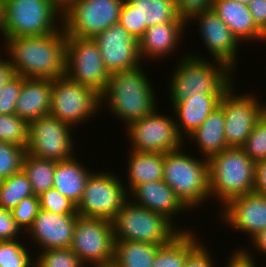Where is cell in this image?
Segmentation results:
<instances>
[{
  "label": "cell",
  "instance_id": "cell-1",
  "mask_svg": "<svg viewBox=\"0 0 266 267\" xmlns=\"http://www.w3.org/2000/svg\"><path fill=\"white\" fill-rule=\"evenodd\" d=\"M4 55L15 75L54 80L65 75L66 34L63 27L52 34L5 38Z\"/></svg>",
  "mask_w": 266,
  "mask_h": 267
},
{
  "label": "cell",
  "instance_id": "cell-2",
  "mask_svg": "<svg viewBox=\"0 0 266 267\" xmlns=\"http://www.w3.org/2000/svg\"><path fill=\"white\" fill-rule=\"evenodd\" d=\"M190 53L180 57L168 77L170 102L185 101L195 95H224L235 84L236 72L227 64L214 59L209 62L201 53Z\"/></svg>",
  "mask_w": 266,
  "mask_h": 267
},
{
  "label": "cell",
  "instance_id": "cell-3",
  "mask_svg": "<svg viewBox=\"0 0 266 267\" xmlns=\"http://www.w3.org/2000/svg\"><path fill=\"white\" fill-rule=\"evenodd\" d=\"M143 67L110 73L108 86L101 94V108L111 111L112 118L116 116L119 122L122 120L125 127L151 114L160 103L153 90L155 86L150 83Z\"/></svg>",
  "mask_w": 266,
  "mask_h": 267
},
{
  "label": "cell",
  "instance_id": "cell-4",
  "mask_svg": "<svg viewBox=\"0 0 266 267\" xmlns=\"http://www.w3.org/2000/svg\"><path fill=\"white\" fill-rule=\"evenodd\" d=\"M208 162L209 192L220 206L235 197L254 192L256 163L242 148L229 147Z\"/></svg>",
  "mask_w": 266,
  "mask_h": 267
},
{
  "label": "cell",
  "instance_id": "cell-5",
  "mask_svg": "<svg viewBox=\"0 0 266 267\" xmlns=\"http://www.w3.org/2000/svg\"><path fill=\"white\" fill-rule=\"evenodd\" d=\"M182 148L164 154L163 180L193 211L211 199L209 162L205 158L193 157Z\"/></svg>",
  "mask_w": 266,
  "mask_h": 267
},
{
  "label": "cell",
  "instance_id": "cell-6",
  "mask_svg": "<svg viewBox=\"0 0 266 267\" xmlns=\"http://www.w3.org/2000/svg\"><path fill=\"white\" fill-rule=\"evenodd\" d=\"M112 223L115 241H141L161 246L168 244L181 231H187L164 215L139 206L130 199Z\"/></svg>",
  "mask_w": 266,
  "mask_h": 267
},
{
  "label": "cell",
  "instance_id": "cell-7",
  "mask_svg": "<svg viewBox=\"0 0 266 267\" xmlns=\"http://www.w3.org/2000/svg\"><path fill=\"white\" fill-rule=\"evenodd\" d=\"M3 2L5 38L43 36L62 28L63 9L53 0H3Z\"/></svg>",
  "mask_w": 266,
  "mask_h": 267
},
{
  "label": "cell",
  "instance_id": "cell-8",
  "mask_svg": "<svg viewBox=\"0 0 266 267\" xmlns=\"http://www.w3.org/2000/svg\"><path fill=\"white\" fill-rule=\"evenodd\" d=\"M100 110L103 111L101 95L91 87L77 83L66 75L52 80L51 116L77 128L90 119L92 121Z\"/></svg>",
  "mask_w": 266,
  "mask_h": 267
},
{
  "label": "cell",
  "instance_id": "cell-9",
  "mask_svg": "<svg viewBox=\"0 0 266 267\" xmlns=\"http://www.w3.org/2000/svg\"><path fill=\"white\" fill-rule=\"evenodd\" d=\"M124 0H72L62 14L66 36L94 38L118 23Z\"/></svg>",
  "mask_w": 266,
  "mask_h": 267
},
{
  "label": "cell",
  "instance_id": "cell-10",
  "mask_svg": "<svg viewBox=\"0 0 266 267\" xmlns=\"http://www.w3.org/2000/svg\"><path fill=\"white\" fill-rule=\"evenodd\" d=\"M102 171H93L88 177L77 213L84 217L113 221L129 195L122 176L119 178L109 170Z\"/></svg>",
  "mask_w": 266,
  "mask_h": 267
},
{
  "label": "cell",
  "instance_id": "cell-11",
  "mask_svg": "<svg viewBox=\"0 0 266 267\" xmlns=\"http://www.w3.org/2000/svg\"><path fill=\"white\" fill-rule=\"evenodd\" d=\"M114 243L112 221L78 215L70 249L86 266H111L114 257Z\"/></svg>",
  "mask_w": 266,
  "mask_h": 267
},
{
  "label": "cell",
  "instance_id": "cell-12",
  "mask_svg": "<svg viewBox=\"0 0 266 267\" xmlns=\"http://www.w3.org/2000/svg\"><path fill=\"white\" fill-rule=\"evenodd\" d=\"M158 110L157 107L151 114L125 127L130 150L165 154L184 147L185 141L178 134L174 115L172 118Z\"/></svg>",
  "mask_w": 266,
  "mask_h": 267
},
{
  "label": "cell",
  "instance_id": "cell-13",
  "mask_svg": "<svg viewBox=\"0 0 266 267\" xmlns=\"http://www.w3.org/2000/svg\"><path fill=\"white\" fill-rule=\"evenodd\" d=\"M65 75L87 85L100 95L106 90L109 72L105 69L97 43L92 38L66 36Z\"/></svg>",
  "mask_w": 266,
  "mask_h": 267
},
{
  "label": "cell",
  "instance_id": "cell-14",
  "mask_svg": "<svg viewBox=\"0 0 266 267\" xmlns=\"http://www.w3.org/2000/svg\"><path fill=\"white\" fill-rule=\"evenodd\" d=\"M72 128L50 114L30 121L27 153L54 161L73 158L76 147L72 131L76 129Z\"/></svg>",
  "mask_w": 266,
  "mask_h": 267
},
{
  "label": "cell",
  "instance_id": "cell-15",
  "mask_svg": "<svg viewBox=\"0 0 266 267\" xmlns=\"http://www.w3.org/2000/svg\"><path fill=\"white\" fill-rule=\"evenodd\" d=\"M234 84L221 98L225 116V139L228 147L241 148L258 119L264 114V103L254 93L240 95ZM236 90V91H235Z\"/></svg>",
  "mask_w": 266,
  "mask_h": 267
},
{
  "label": "cell",
  "instance_id": "cell-16",
  "mask_svg": "<svg viewBox=\"0 0 266 267\" xmlns=\"http://www.w3.org/2000/svg\"><path fill=\"white\" fill-rule=\"evenodd\" d=\"M195 21L199 35L206 46L211 58L227 64L233 71L237 72L238 50L241 43L233 35L229 27L212 10L193 14L187 24ZM236 68V69H235Z\"/></svg>",
  "mask_w": 266,
  "mask_h": 267
},
{
  "label": "cell",
  "instance_id": "cell-17",
  "mask_svg": "<svg viewBox=\"0 0 266 267\" xmlns=\"http://www.w3.org/2000/svg\"><path fill=\"white\" fill-rule=\"evenodd\" d=\"M93 40L99 47L104 67L109 74L143 64L138 41L119 22L97 34Z\"/></svg>",
  "mask_w": 266,
  "mask_h": 267
},
{
  "label": "cell",
  "instance_id": "cell-18",
  "mask_svg": "<svg viewBox=\"0 0 266 267\" xmlns=\"http://www.w3.org/2000/svg\"><path fill=\"white\" fill-rule=\"evenodd\" d=\"M219 216L226 227L248 235L251 240L266 229V195L252 192L235 197L221 207Z\"/></svg>",
  "mask_w": 266,
  "mask_h": 267
},
{
  "label": "cell",
  "instance_id": "cell-19",
  "mask_svg": "<svg viewBox=\"0 0 266 267\" xmlns=\"http://www.w3.org/2000/svg\"><path fill=\"white\" fill-rule=\"evenodd\" d=\"M79 214H56L39 209L31 227L24 235L30 245L43 251L46 249L70 248L73 241L74 226Z\"/></svg>",
  "mask_w": 266,
  "mask_h": 267
},
{
  "label": "cell",
  "instance_id": "cell-20",
  "mask_svg": "<svg viewBox=\"0 0 266 267\" xmlns=\"http://www.w3.org/2000/svg\"><path fill=\"white\" fill-rule=\"evenodd\" d=\"M186 26H188L187 22H167L148 27L138 41L142 62L148 59L152 61L167 59L175 53L176 49L177 54L181 39H184Z\"/></svg>",
  "mask_w": 266,
  "mask_h": 267
},
{
  "label": "cell",
  "instance_id": "cell-21",
  "mask_svg": "<svg viewBox=\"0 0 266 267\" xmlns=\"http://www.w3.org/2000/svg\"><path fill=\"white\" fill-rule=\"evenodd\" d=\"M128 195L133 203L164 215L173 224L179 213L190 211L164 180L137 185Z\"/></svg>",
  "mask_w": 266,
  "mask_h": 267
},
{
  "label": "cell",
  "instance_id": "cell-22",
  "mask_svg": "<svg viewBox=\"0 0 266 267\" xmlns=\"http://www.w3.org/2000/svg\"><path fill=\"white\" fill-rule=\"evenodd\" d=\"M222 97L223 95H195L185 101L171 102L177 131L184 141L219 107Z\"/></svg>",
  "mask_w": 266,
  "mask_h": 267
},
{
  "label": "cell",
  "instance_id": "cell-23",
  "mask_svg": "<svg viewBox=\"0 0 266 267\" xmlns=\"http://www.w3.org/2000/svg\"><path fill=\"white\" fill-rule=\"evenodd\" d=\"M212 10L229 27L240 43L266 42V35L256 26L248 5L235 0H213Z\"/></svg>",
  "mask_w": 266,
  "mask_h": 267
},
{
  "label": "cell",
  "instance_id": "cell-24",
  "mask_svg": "<svg viewBox=\"0 0 266 267\" xmlns=\"http://www.w3.org/2000/svg\"><path fill=\"white\" fill-rule=\"evenodd\" d=\"M52 80L25 78L15 105V114L28 122L49 115L51 106Z\"/></svg>",
  "mask_w": 266,
  "mask_h": 267
},
{
  "label": "cell",
  "instance_id": "cell-25",
  "mask_svg": "<svg viewBox=\"0 0 266 267\" xmlns=\"http://www.w3.org/2000/svg\"><path fill=\"white\" fill-rule=\"evenodd\" d=\"M127 183H123L128 194L137 186L145 182L163 180L164 154L157 152H140L128 150Z\"/></svg>",
  "mask_w": 266,
  "mask_h": 267
},
{
  "label": "cell",
  "instance_id": "cell-26",
  "mask_svg": "<svg viewBox=\"0 0 266 267\" xmlns=\"http://www.w3.org/2000/svg\"><path fill=\"white\" fill-rule=\"evenodd\" d=\"M186 140L195 142L202 158L210 159L212 156L227 150L229 147L225 139V116L223 109L216 108L202 123V125Z\"/></svg>",
  "mask_w": 266,
  "mask_h": 267
},
{
  "label": "cell",
  "instance_id": "cell-27",
  "mask_svg": "<svg viewBox=\"0 0 266 267\" xmlns=\"http://www.w3.org/2000/svg\"><path fill=\"white\" fill-rule=\"evenodd\" d=\"M63 161H56L53 176V187L62 195L68 197L76 205L81 201L88 177L93 172L76 157ZM84 165V166H83Z\"/></svg>",
  "mask_w": 266,
  "mask_h": 267
},
{
  "label": "cell",
  "instance_id": "cell-28",
  "mask_svg": "<svg viewBox=\"0 0 266 267\" xmlns=\"http://www.w3.org/2000/svg\"><path fill=\"white\" fill-rule=\"evenodd\" d=\"M137 13L140 38L150 26L187 22L178 15L174 0H125Z\"/></svg>",
  "mask_w": 266,
  "mask_h": 267
},
{
  "label": "cell",
  "instance_id": "cell-29",
  "mask_svg": "<svg viewBox=\"0 0 266 267\" xmlns=\"http://www.w3.org/2000/svg\"><path fill=\"white\" fill-rule=\"evenodd\" d=\"M161 245L141 241H115L112 267H152Z\"/></svg>",
  "mask_w": 266,
  "mask_h": 267
},
{
  "label": "cell",
  "instance_id": "cell-30",
  "mask_svg": "<svg viewBox=\"0 0 266 267\" xmlns=\"http://www.w3.org/2000/svg\"><path fill=\"white\" fill-rule=\"evenodd\" d=\"M191 228L181 231L168 244L158 248L152 267H183L188 254L200 243Z\"/></svg>",
  "mask_w": 266,
  "mask_h": 267
},
{
  "label": "cell",
  "instance_id": "cell-31",
  "mask_svg": "<svg viewBox=\"0 0 266 267\" xmlns=\"http://www.w3.org/2000/svg\"><path fill=\"white\" fill-rule=\"evenodd\" d=\"M56 161L38 158L26 153L23 160V172L27 175L34 195H40L53 187Z\"/></svg>",
  "mask_w": 266,
  "mask_h": 267
},
{
  "label": "cell",
  "instance_id": "cell-32",
  "mask_svg": "<svg viewBox=\"0 0 266 267\" xmlns=\"http://www.w3.org/2000/svg\"><path fill=\"white\" fill-rule=\"evenodd\" d=\"M32 195L30 181L23 170L0 180V208L12 210L22 199Z\"/></svg>",
  "mask_w": 266,
  "mask_h": 267
},
{
  "label": "cell",
  "instance_id": "cell-33",
  "mask_svg": "<svg viewBox=\"0 0 266 267\" xmlns=\"http://www.w3.org/2000/svg\"><path fill=\"white\" fill-rule=\"evenodd\" d=\"M29 122L14 114H0V142H6L27 149Z\"/></svg>",
  "mask_w": 266,
  "mask_h": 267
},
{
  "label": "cell",
  "instance_id": "cell-34",
  "mask_svg": "<svg viewBox=\"0 0 266 267\" xmlns=\"http://www.w3.org/2000/svg\"><path fill=\"white\" fill-rule=\"evenodd\" d=\"M23 241L0 242V267H34L35 257Z\"/></svg>",
  "mask_w": 266,
  "mask_h": 267
},
{
  "label": "cell",
  "instance_id": "cell-35",
  "mask_svg": "<svg viewBox=\"0 0 266 267\" xmlns=\"http://www.w3.org/2000/svg\"><path fill=\"white\" fill-rule=\"evenodd\" d=\"M37 251L34 267H87L70 248Z\"/></svg>",
  "mask_w": 266,
  "mask_h": 267
},
{
  "label": "cell",
  "instance_id": "cell-36",
  "mask_svg": "<svg viewBox=\"0 0 266 267\" xmlns=\"http://www.w3.org/2000/svg\"><path fill=\"white\" fill-rule=\"evenodd\" d=\"M26 153L22 146L0 142V180L22 171Z\"/></svg>",
  "mask_w": 266,
  "mask_h": 267
},
{
  "label": "cell",
  "instance_id": "cell-37",
  "mask_svg": "<svg viewBox=\"0 0 266 267\" xmlns=\"http://www.w3.org/2000/svg\"><path fill=\"white\" fill-rule=\"evenodd\" d=\"M255 163L266 159V115L256 122L254 129L241 147Z\"/></svg>",
  "mask_w": 266,
  "mask_h": 267
},
{
  "label": "cell",
  "instance_id": "cell-38",
  "mask_svg": "<svg viewBox=\"0 0 266 267\" xmlns=\"http://www.w3.org/2000/svg\"><path fill=\"white\" fill-rule=\"evenodd\" d=\"M38 197L40 208L45 211L62 215L78 214L77 205L54 187L42 192Z\"/></svg>",
  "mask_w": 266,
  "mask_h": 267
},
{
  "label": "cell",
  "instance_id": "cell-39",
  "mask_svg": "<svg viewBox=\"0 0 266 267\" xmlns=\"http://www.w3.org/2000/svg\"><path fill=\"white\" fill-rule=\"evenodd\" d=\"M39 209V197L37 195H32L22 199L17 206L11 210L16 221V225L24 234L31 227Z\"/></svg>",
  "mask_w": 266,
  "mask_h": 267
},
{
  "label": "cell",
  "instance_id": "cell-40",
  "mask_svg": "<svg viewBox=\"0 0 266 267\" xmlns=\"http://www.w3.org/2000/svg\"><path fill=\"white\" fill-rule=\"evenodd\" d=\"M22 89V76L14 75L0 90V114H14Z\"/></svg>",
  "mask_w": 266,
  "mask_h": 267
},
{
  "label": "cell",
  "instance_id": "cell-41",
  "mask_svg": "<svg viewBox=\"0 0 266 267\" xmlns=\"http://www.w3.org/2000/svg\"><path fill=\"white\" fill-rule=\"evenodd\" d=\"M20 234L23 237L25 236L16 225L12 211L0 208V242L21 240Z\"/></svg>",
  "mask_w": 266,
  "mask_h": 267
},
{
  "label": "cell",
  "instance_id": "cell-42",
  "mask_svg": "<svg viewBox=\"0 0 266 267\" xmlns=\"http://www.w3.org/2000/svg\"><path fill=\"white\" fill-rule=\"evenodd\" d=\"M208 247L200 242L187 256L183 267H214V257ZM215 263V264H214Z\"/></svg>",
  "mask_w": 266,
  "mask_h": 267
},
{
  "label": "cell",
  "instance_id": "cell-43",
  "mask_svg": "<svg viewBox=\"0 0 266 267\" xmlns=\"http://www.w3.org/2000/svg\"><path fill=\"white\" fill-rule=\"evenodd\" d=\"M178 15L186 21L195 13L212 9L213 0H174Z\"/></svg>",
  "mask_w": 266,
  "mask_h": 267
},
{
  "label": "cell",
  "instance_id": "cell-44",
  "mask_svg": "<svg viewBox=\"0 0 266 267\" xmlns=\"http://www.w3.org/2000/svg\"><path fill=\"white\" fill-rule=\"evenodd\" d=\"M137 41L140 39L138 17L135 10L124 0L118 21Z\"/></svg>",
  "mask_w": 266,
  "mask_h": 267
},
{
  "label": "cell",
  "instance_id": "cell-45",
  "mask_svg": "<svg viewBox=\"0 0 266 267\" xmlns=\"http://www.w3.org/2000/svg\"><path fill=\"white\" fill-rule=\"evenodd\" d=\"M233 251H231L233 254L229 255L230 258L227 257L228 261L225 263L227 265L224 267H258L257 262H255L254 253L249 248L241 247Z\"/></svg>",
  "mask_w": 266,
  "mask_h": 267
},
{
  "label": "cell",
  "instance_id": "cell-46",
  "mask_svg": "<svg viewBox=\"0 0 266 267\" xmlns=\"http://www.w3.org/2000/svg\"><path fill=\"white\" fill-rule=\"evenodd\" d=\"M248 7L256 26L266 35V0H251Z\"/></svg>",
  "mask_w": 266,
  "mask_h": 267
},
{
  "label": "cell",
  "instance_id": "cell-47",
  "mask_svg": "<svg viewBox=\"0 0 266 267\" xmlns=\"http://www.w3.org/2000/svg\"><path fill=\"white\" fill-rule=\"evenodd\" d=\"M254 192L266 195V159L256 163Z\"/></svg>",
  "mask_w": 266,
  "mask_h": 267
},
{
  "label": "cell",
  "instance_id": "cell-48",
  "mask_svg": "<svg viewBox=\"0 0 266 267\" xmlns=\"http://www.w3.org/2000/svg\"><path fill=\"white\" fill-rule=\"evenodd\" d=\"M3 55L0 56V90L15 75L8 58H4Z\"/></svg>",
  "mask_w": 266,
  "mask_h": 267
},
{
  "label": "cell",
  "instance_id": "cell-49",
  "mask_svg": "<svg viewBox=\"0 0 266 267\" xmlns=\"http://www.w3.org/2000/svg\"><path fill=\"white\" fill-rule=\"evenodd\" d=\"M250 242L254 250H257L256 252L259 254L262 252L261 254H265L264 256H266V229L254 236Z\"/></svg>",
  "mask_w": 266,
  "mask_h": 267
},
{
  "label": "cell",
  "instance_id": "cell-50",
  "mask_svg": "<svg viewBox=\"0 0 266 267\" xmlns=\"http://www.w3.org/2000/svg\"><path fill=\"white\" fill-rule=\"evenodd\" d=\"M0 33L4 37H2V41L4 43L5 40V16H4V2L0 0Z\"/></svg>",
  "mask_w": 266,
  "mask_h": 267
},
{
  "label": "cell",
  "instance_id": "cell-51",
  "mask_svg": "<svg viewBox=\"0 0 266 267\" xmlns=\"http://www.w3.org/2000/svg\"><path fill=\"white\" fill-rule=\"evenodd\" d=\"M61 9H64L72 0H53Z\"/></svg>",
  "mask_w": 266,
  "mask_h": 267
},
{
  "label": "cell",
  "instance_id": "cell-52",
  "mask_svg": "<svg viewBox=\"0 0 266 267\" xmlns=\"http://www.w3.org/2000/svg\"><path fill=\"white\" fill-rule=\"evenodd\" d=\"M235 1L239 2V3L246 4V5H248L251 2V0H235Z\"/></svg>",
  "mask_w": 266,
  "mask_h": 267
},
{
  "label": "cell",
  "instance_id": "cell-53",
  "mask_svg": "<svg viewBox=\"0 0 266 267\" xmlns=\"http://www.w3.org/2000/svg\"><path fill=\"white\" fill-rule=\"evenodd\" d=\"M264 114L266 115V104H264Z\"/></svg>",
  "mask_w": 266,
  "mask_h": 267
}]
</instances>
